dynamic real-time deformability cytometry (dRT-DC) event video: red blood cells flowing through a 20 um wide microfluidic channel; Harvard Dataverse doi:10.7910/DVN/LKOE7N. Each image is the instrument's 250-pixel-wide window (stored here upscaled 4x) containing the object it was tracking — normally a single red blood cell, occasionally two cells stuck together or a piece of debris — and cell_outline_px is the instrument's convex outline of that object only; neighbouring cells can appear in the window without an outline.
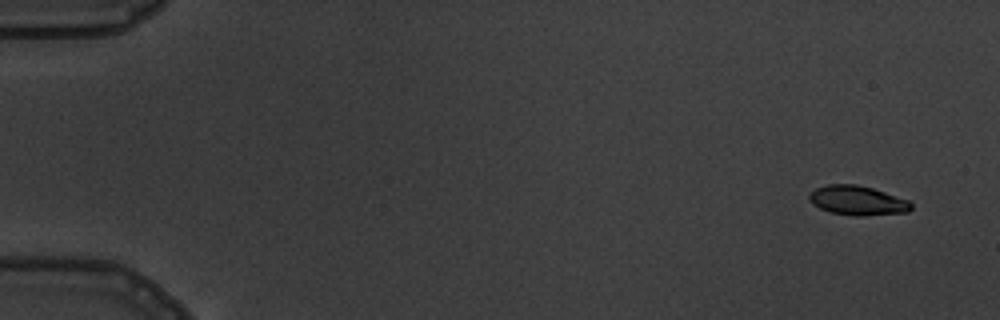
{"species": "common noctule bat (a hibernating species)", "species_latin": "Nyctalus noctula", "temperature_condition": "warm", "stored_images_in_passage": 6, "segment_of_instrument_passage": [1, 2], "camera_frame_rate_fps": 3000, "um_per_image_px": 0.085, "animal": {"sex": "male", "body_mass_g": 19.5, "forearm_length_mm": 54.6}, "frame": {"image": 1, "passage_image": 1, "time_ms": 0.0, "image_size_px": [1000, 320], "cell_outline_px": [[912, 208], [908, 212], [860, 216], [856, 216], [828, 212], [812, 204], [808, 196], [816, 188], [828, 184], [856, 184], [872, 188], [908, 200], [912, 204]], "centroid_in_image_um": [72.88, 17.05], "position_along_channel_um": 12.1, "area_um2": 17.4}}
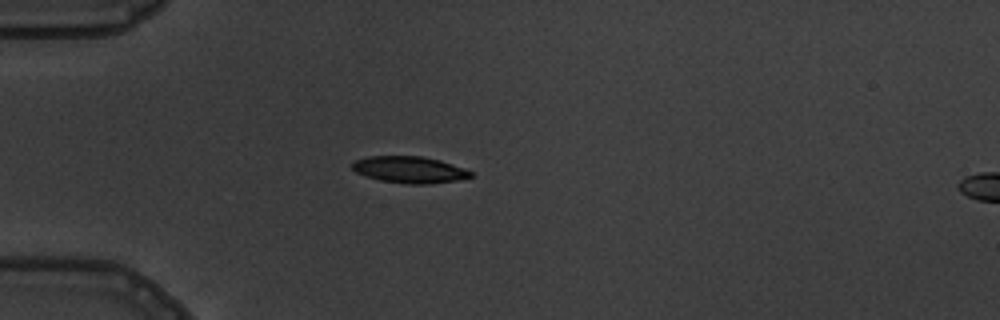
{"frame": {"image": 2, "passage_image": 5, "time_ms": 4.333, "image_size_px": [1000, 320], "cell_outline_px": [[472, 176], [456, 180], [432, 184], [408, 184], [380, 180], [364, 176], [356, 172], [352, 168], [352, 164], [356, 160], [368, 156], [420, 156], [440, 160], [464, 168], [472, 172]], "centroid_in_image_um": [34.79, 14.42], "position_along_channel_um": 50.2, "area_um2": 18.32}}